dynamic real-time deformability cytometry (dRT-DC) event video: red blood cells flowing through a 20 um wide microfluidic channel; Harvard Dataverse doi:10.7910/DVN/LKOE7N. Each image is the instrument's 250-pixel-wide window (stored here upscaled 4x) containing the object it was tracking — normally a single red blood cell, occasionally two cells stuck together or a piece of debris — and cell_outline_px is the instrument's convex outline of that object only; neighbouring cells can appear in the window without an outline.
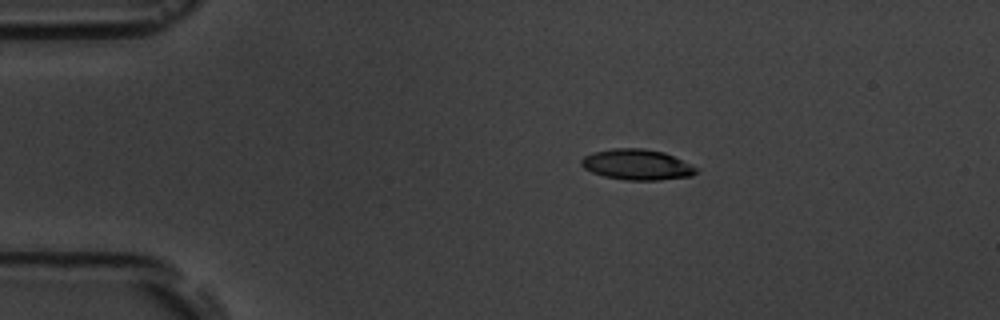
{"species": "common noctule bat (a hibernating species)", "species_latin": "Nyctalus noctula", "temperature_condition": "room temperature", "stored_images_in_passage": 6, "camera_frame_rate_fps": 3000, "um_per_image_px": 0.085, "animal": {"sex": "male", "body_mass_g": 19.5, "forearm_length_mm": 54.6}, "frame": {"image": 1, "passage_image": 6, "time_ms": 5.667, "image_size_px": [1000, 320], "cell_outline_px": [[696, 172], [692, 176], [656, 180], [628, 180], [604, 176], [592, 172], [584, 168], [580, 164], [580, 160], [584, 156], [592, 152], [612, 148], [644, 148], [664, 152], [696, 168]], "centroid_in_image_um": [54.08, 13.98], "position_along_channel_um": 30.9, "area_um2": 20.29}}